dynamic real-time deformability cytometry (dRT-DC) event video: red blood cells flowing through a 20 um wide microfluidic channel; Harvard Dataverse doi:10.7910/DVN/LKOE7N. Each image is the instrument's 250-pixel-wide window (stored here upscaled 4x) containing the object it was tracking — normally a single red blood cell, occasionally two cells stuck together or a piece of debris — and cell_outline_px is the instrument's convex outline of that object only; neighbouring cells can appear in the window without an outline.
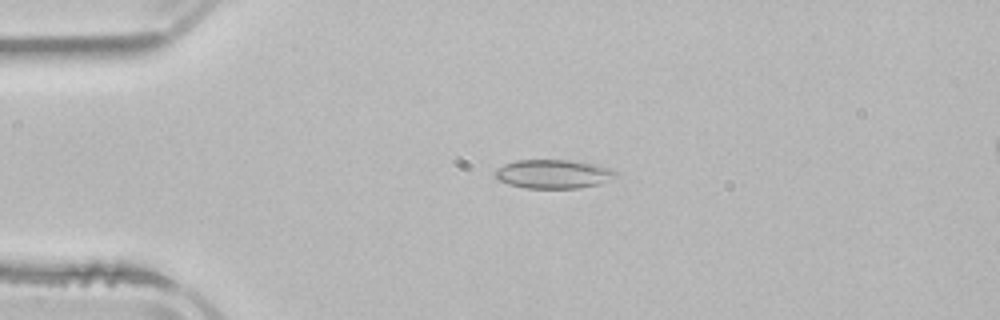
{"species": "common noctule bat (a hibernating species)", "species_latin": "Nyctalus noctula", "temperature_condition": "room temperature", "stored_images_in_passage": 5, "camera_frame_rate_fps": 3000, "um_per_image_px": 0.085, "animal": {"sex": "male", "body_mass_g": 21.5, "forearm_length_mm": 52.0}, "frame": {"image": 1, "passage_image": 3, "time_ms": 2.333, "image_size_px": [1000, 320], "cell_outline_px": [[620, 172], [600, 184], [576, 188], [524, 188], [508, 184], [500, 180], [496, 176], [496, 168], [504, 164], [516, 160], [572, 160], [596, 164], [612, 168]], "centroid_in_image_um": [47.05, 14.78], "position_along_channel_um": 38.0, "area_um2": 20.29}}
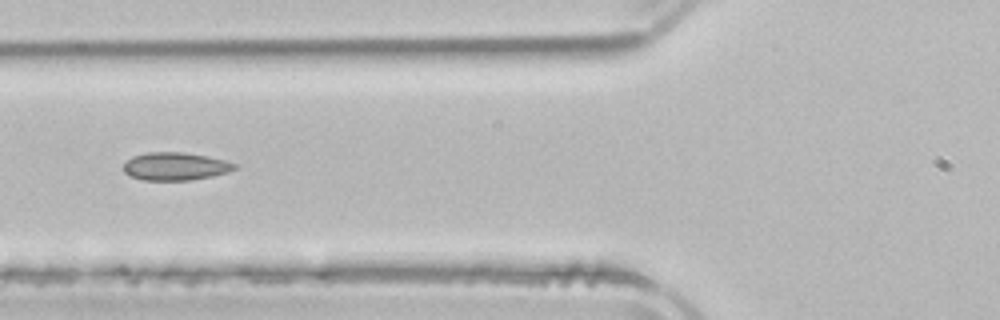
{"frame": {"image": 2, "passage_image": 5, "time_ms": 5.0, "image_size_px": [1000, 320], "cell_outline_px": [[240, 168], [228, 172], [212, 176], [188, 180], [144, 180], [132, 176], [124, 172], [124, 164], [132, 156], [148, 152], [184, 152], [224, 160], [236, 164]], "centroid_in_image_um": [14.92, 14.14], "position_along_channel_um": 110.9, "area_um2": 17.92}}